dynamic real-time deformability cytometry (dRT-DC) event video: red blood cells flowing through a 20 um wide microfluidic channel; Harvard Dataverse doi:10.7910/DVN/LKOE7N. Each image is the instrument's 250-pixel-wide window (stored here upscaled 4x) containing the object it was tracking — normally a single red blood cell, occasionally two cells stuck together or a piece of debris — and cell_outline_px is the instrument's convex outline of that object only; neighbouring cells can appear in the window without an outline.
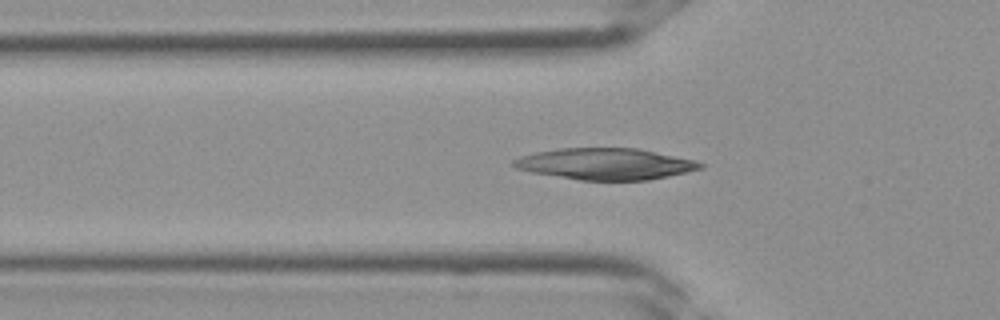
{"species": "Egyptian fruit bat (a non-hibernating species)", "species_latin": "Rousettus aegyptiacus", "temperature_condition": "room temperature", "stored_images_in_passage": 26, "camera_frame_rate_fps": 3000, "um_per_image_px": 0.085, "frame": {"image": 1, "passage_image": 2, "time_ms": 0.333, "image_size_px": [1000, 320], "cell_outline_px": [[704, 168], [668, 176], [648, 180], [580, 180], [532, 172], [516, 168], [508, 164], [512, 160], [520, 156], [536, 152], [560, 148], [636, 148], [696, 160], [704, 164]], "centroid_in_image_um": [51.44, 13.93], "position_along_channel_um": 74.4, "area_um2": 34.16}}
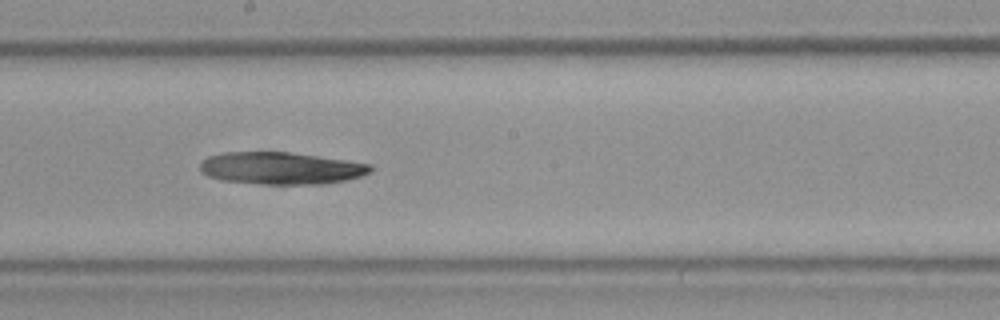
{"frame": {"image": 2, "passage_image": 10, "time_ms": 3.0, "image_size_px": [1000, 320], "cell_outline_px": [[372, 172], [348, 180], [324, 184], [268, 184], [220, 180], [208, 176], [200, 168], [200, 160], [208, 156], [220, 152], [292, 152], [372, 164]], "centroid_in_image_um": [23.89, 14.29], "position_along_channel_um": 224.3, "area_um2": 32.14}}
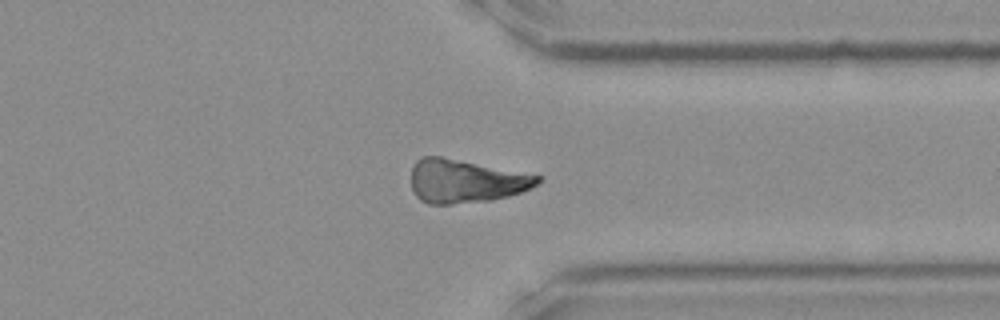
{"frame": {"image": 3, "passage_image": 18, "time_ms": 5.667, "image_size_px": [1000, 320], "cell_outline_px": [[544, 176], [532, 188], [508, 196], [492, 200], [452, 204], [428, 204], [420, 200], [416, 196], [412, 188], [412, 164], [420, 156], [440, 156]], "centroid_in_image_um": [39.56, 15.39], "position_along_channel_um": 371.8, "area_um2": 32.14}}